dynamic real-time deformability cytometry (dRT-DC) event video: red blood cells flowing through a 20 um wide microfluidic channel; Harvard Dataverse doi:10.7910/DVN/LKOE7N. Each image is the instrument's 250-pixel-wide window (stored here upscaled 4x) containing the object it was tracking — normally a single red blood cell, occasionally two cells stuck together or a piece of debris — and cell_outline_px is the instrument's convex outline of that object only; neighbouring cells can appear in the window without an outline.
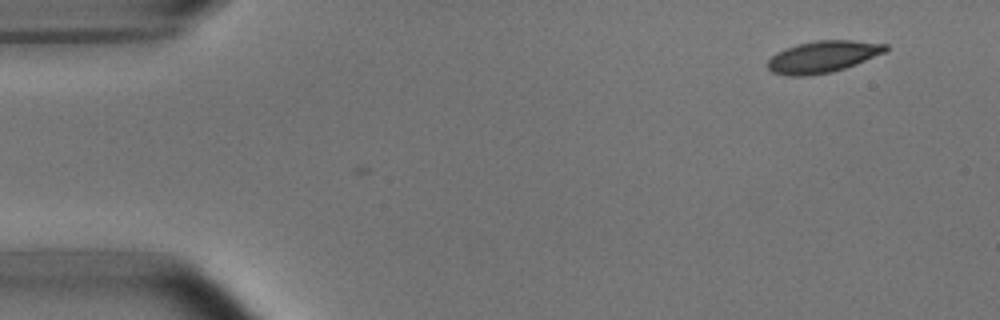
{"species": "common noctule bat (a hibernating species)", "species_latin": "Nyctalus noctula", "temperature_condition": "room temperature", "stored_images_in_passage": 3, "camera_frame_rate_fps": 3000, "um_per_image_px": 0.085, "animal": {"sex": "male", "body_mass_g": 15.6}, "frame": {"image": 1, "passage_image": 3, "time_ms": 0.667, "image_size_px": [1000, 320], "cell_outline_px": [[888, 48], [884, 52], [856, 64], [832, 72], [808, 76], [784, 76], [772, 72], [768, 68], [768, 60], [776, 52], [784, 48], [796, 44], [816, 40], [852, 40], [888, 44]], "centroid_in_image_um": [69.9, 4.82], "position_along_channel_um": 15.1, "area_um2": 21.91}}